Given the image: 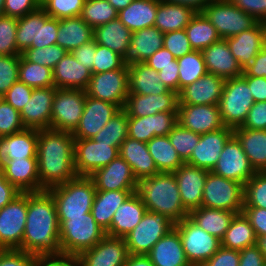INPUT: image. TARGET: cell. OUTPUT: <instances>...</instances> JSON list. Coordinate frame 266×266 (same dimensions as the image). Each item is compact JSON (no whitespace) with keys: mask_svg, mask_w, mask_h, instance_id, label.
<instances>
[{"mask_svg":"<svg viewBox=\"0 0 266 266\" xmlns=\"http://www.w3.org/2000/svg\"><path fill=\"white\" fill-rule=\"evenodd\" d=\"M21 251L36 256L62 254L56 205L47 190L27 193V217Z\"/></svg>","mask_w":266,"mask_h":266,"instance_id":"obj_1","label":"cell"},{"mask_svg":"<svg viewBox=\"0 0 266 266\" xmlns=\"http://www.w3.org/2000/svg\"><path fill=\"white\" fill-rule=\"evenodd\" d=\"M72 133L53 129L38 130V177L47 190L77 177Z\"/></svg>","mask_w":266,"mask_h":266,"instance_id":"obj_2","label":"cell"},{"mask_svg":"<svg viewBox=\"0 0 266 266\" xmlns=\"http://www.w3.org/2000/svg\"><path fill=\"white\" fill-rule=\"evenodd\" d=\"M136 193L146 210L165 215L175 224L186 217L189 212L184 208L173 173H158L138 181Z\"/></svg>","mask_w":266,"mask_h":266,"instance_id":"obj_3","label":"cell"},{"mask_svg":"<svg viewBox=\"0 0 266 266\" xmlns=\"http://www.w3.org/2000/svg\"><path fill=\"white\" fill-rule=\"evenodd\" d=\"M47 191L55 201L59 226L68 217L83 216L91 212L96 195L94 182L89 176H77Z\"/></svg>","mask_w":266,"mask_h":266,"instance_id":"obj_4","label":"cell"},{"mask_svg":"<svg viewBox=\"0 0 266 266\" xmlns=\"http://www.w3.org/2000/svg\"><path fill=\"white\" fill-rule=\"evenodd\" d=\"M106 236V232L96 223L91 212L83 216L68 217L59 226L62 254L79 256L83 251L95 246Z\"/></svg>","mask_w":266,"mask_h":266,"instance_id":"obj_5","label":"cell"},{"mask_svg":"<svg viewBox=\"0 0 266 266\" xmlns=\"http://www.w3.org/2000/svg\"><path fill=\"white\" fill-rule=\"evenodd\" d=\"M254 104L247 81L242 77L225 79L219 110L225 127H241Z\"/></svg>","mask_w":266,"mask_h":266,"instance_id":"obj_6","label":"cell"},{"mask_svg":"<svg viewBox=\"0 0 266 266\" xmlns=\"http://www.w3.org/2000/svg\"><path fill=\"white\" fill-rule=\"evenodd\" d=\"M216 28L221 39L254 28L259 21L234 5L230 0H213L202 11Z\"/></svg>","mask_w":266,"mask_h":266,"instance_id":"obj_7","label":"cell"},{"mask_svg":"<svg viewBox=\"0 0 266 266\" xmlns=\"http://www.w3.org/2000/svg\"><path fill=\"white\" fill-rule=\"evenodd\" d=\"M179 234L191 266H202L221 247V240L200 228L189 217L174 226Z\"/></svg>","mask_w":266,"mask_h":266,"instance_id":"obj_8","label":"cell"},{"mask_svg":"<svg viewBox=\"0 0 266 266\" xmlns=\"http://www.w3.org/2000/svg\"><path fill=\"white\" fill-rule=\"evenodd\" d=\"M174 226L165 215L146 211L138 225L124 237L128 253L146 255Z\"/></svg>","mask_w":266,"mask_h":266,"instance_id":"obj_9","label":"cell"},{"mask_svg":"<svg viewBox=\"0 0 266 266\" xmlns=\"http://www.w3.org/2000/svg\"><path fill=\"white\" fill-rule=\"evenodd\" d=\"M244 185L208 172L203 190L202 207L241 213Z\"/></svg>","mask_w":266,"mask_h":266,"instance_id":"obj_10","label":"cell"},{"mask_svg":"<svg viewBox=\"0 0 266 266\" xmlns=\"http://www.w3.org/2000/svg\"><path fill=\"white\" fill-rule=\"evenodd\" d=\"M85 98V90L56 88L52 105L51 129L73 133L83 114Z\"/></svg>","mask_w":266,"mask_h":266,"instance_id":"obj_11","label":"cell"},{"mask_svg":"<svg viewBox=\"0 0 266 266\" xmlns=\"http://www.w3.org/2000/svg\"><path fill=\"white\" fill-rule=\"evenodd\" d=\"M128 66L113 71L92 74L85 93L124 108L129 95Z\"/></svg>","mask_w":266,"mask_h":266,"instance_id":"obj_12","label":"cell"},{"mask_svg":"<svg viewBox=\"0 0 266 266\" xmlns=\"http://www.w3.org/2000/svg\"><path fill=\"white\" fill-rule=\"evenodd\" d=\"M27 217V193H20L0 209V250H21Z\"/></svg>","mask_w":266,"mask_h":266,"instance_id":"obj_13","label":"cell"},{"mask_svg":"<svg viewBox=\"0 0 266 266\" xmlns=\"http://www.w3.org/2000/svg\"><path fill=\"white\" fill-rule=\"evenodd\" d=\"M119 156V149L93 139L74 140V165L78 176H90Z\"/></svg>","mask_w":266,"mask_h":266,"instance_id":"obj_14","label":"cell"},{"mask_svg":"<svg viewBox=\"0 0 266 266\" xmlns=\"http://www.w3.org/2000/svg\"><path fill=\"white\" fill-rule=\"evenodd\" d=\"M212 172L245 185L256 173L240 142L233 135L224 145Z\"/></svg>","mask_w":266,"mask_h":266,"instance_id":"obj_15","label":"cell"},{"mask_svg":"<svg viewBox=\"0 0 266 266\" xmlns=\"http://www.w3.org/2000/svg\"><path fill=\"white\" fill-rule=\"evenodd\" d=\"M119 110L113 103L86 95L83 114L72 136L75 139H92Z\"/></svg>","mask_w":266,"mask_h":266,"instance_id":"obj_16","label":"cell"},{"mask_svg":"<svg viewBox=\"0 0 266 266\" xmlns=\"http://www.w3.org/2000/svg\"><path fill=\"white\" fill-rule=\"evenodd\" d=\"M129 256L124 238L106 235L78 256L79 266H124Z\"/></svg>","mask_w":266,"mask_h":266,"instance_id":"obj_17","label":"cell"},{"mask_svg":"<svg viewBox=\"0 0 266 266\" xmlns=\"http://www.w3.org/2000/svg\"><path fill=\"white\" fill-rule=\"evenodd\" d=\"M56 87L33 89L31 98L20 112L25 128L44 130L51 129V114Z\"/></svg>","mask_w":266,"mask_h":266,"instance_id":"obj_18","label":"cell"},{"mask_svg":"<svg viewBox=\"0 0 266 266\" xmlns=\"http://www.w3.org/2000/svg\"><path fill=\"white\" fill-rule=\"evenodd\" d=\"M177 121L181 126L200 135L225 127L218 105L179 104Z\"/></svg>","mask_w":266,"mask_h":266,"instance_id":"obj_19","label":"cell"},{"mask_svg":"<svg viewBox=\"0 0 266 266\" xmlns=\"http://www.w3.org/2000/svg\"><path fill=\"white\" fill-rule=\"evenodd\" d=\"M208 170L183 163L173 172L177 181L181 202L190 213L202 205L203 190Z\"/></svg>","mask_w":266,"mask_h":266,"instance_id":"obj_20","label":"cell"},{"mask_svg":"<svg viewBox=\"0 0 266 266\" xmlns=\"http://www.w3.org/2000/svg\"><path fill=\"white\" fill-rule=\"evenodd\" d=\"M96 190H136L138 181L130 165L119 155L107 166L97 169L89 176Z\"/></svg>","mask_w":266,"mask_h":266,"instance_id":"obj_21","label":"cell"},{"mask_svg":"<svg viewBox=\"0 0 266 266\" xmlns=\"http://www.w3.org/2000/svg\"><path fill=\"white\" fill-rule=\"evenodd\" d=\"M232 136L233 129L229 127L201 134L197 146L186 163L212 171L218 162L224 145Z\"/></svg>","mask_w":266,"mask_h":266,"instance_id":"obj_22","label":"cell"},{"mask_svg":"<svg viewBox=\"0 0 266 266\" xmlns=\"http://www.w3.org/2000/svg\"><path fill=\"white\" fill-rule=\"evenodd\" d=\"M178 105V93L169 90L160 95L129 94L123 109L128 117H146L159 112H177Z\"/></svg>","mask_w":266,"mask_h":266,"instance_id":"obj_23","label":"cell"},{"mask_svg":"<svg viewBox=\"0 0 266 266\" xmlns=\"http://www.w3.org/2000/svg\"><path fill=\"white\" fill-rule=\"evenodd\" d=\"M177 123V112L128 117V137L147 143L155 136H167Z\"/></svg>","mask_w":266,"mask_h":266,"instance_id":"obj_24","label":"cell"},{"mask_svg":"<svg viewBox=\"0 0 266 266\" xmlns=\"http://www.w3.org/2000/svg\"><path fill=\"white\" fill-rule=\"evenodd\" d=\"M224 83V78L207 72L200 79L180 90L179 104L218 105Z\"/></svg>","mask_w":266,"mask_h":266,"instance_id":"obj_25","label":"cell"},{"mask_svg":"<svg viewBox=\"0 0 266 266\" xmlns=\"http://www.w3.org/2000/svg\"><path fill=\"white\" fill-rule=\"evenodd\" d=\"M238 64L244 69L266 44V23L259 22L254 28L225 39Z\"/></svg>","mask_w":266,"mask_h":266,"instance_id":"obj_26","label":"cell"},{"mask_svg":"<svg viewBox=\"0 0 266 266\" xmlns=\"http://www.w3.org/2000/svg\"><path fill=\"white\" fill-rule=\"evenodd\" d=\"M164 34L155 26L132 32L130 44L122 57L123 64L130 66L145 62L163 47Z\"/></svg>","mask_w":266,"mask_h":266,"instance_id":"obj_27","label":"cell"},{"mask_svg":"<svg viewBox=\"0 0 266 266\" xmlns=\"http://www.w3.org/2000/svg\"><path fill=\"white\" fill-rule=\"evenodd\" d=\"M5 178L21 193L40 192L37 158L8 160L1 167Z\"/></svg>","mask_w":266,"mask_h":266,"instance_id":"obj_28","label":"cell"},{"mask_svg":"<svg viewBox=\"0 0 266 266\" xmlns=\"http://www.w3.org/2000/svg\"><path fill=\"white\" fill-rule=\"evenodd\" d=\"M208 73L224 79L240 77L243 69L232 55L225 39L214 42L202 50Z\"/></svg>","mask_w":266,"mask_h":266,"instance_id":"obj_29","label":"cell"},{"mask_svg":"<svg viewBox=\"0 0 266 266\" xmlns=\"http://www.w3.org/2000/svg\"><path fill=\"white\" fill-rule=\"evenodd\" d=\"M38 130L25 128L0 137V168L8 160L37 158Z\"/></svg>","mask_w":266,"mask_h":266,"instance_id":"obj_30","label":"cell"},{"mask_svg":"<svg viewBox=\"0 0 266 266\" xmlns=\"http://www.w3.org/2000/svg\"><path fill=\"white\" fill-rule=\"evenodd\" d=\"M91 76V70L80 64L71 52H67L53 69L54 85L58 89L85 90Z\"/></svg>","mask_w":266,"mask_h":266,"instance_id":"obj_31","label":"cell"},{"mask_svg":"<svg viewBox=\"0 0 266 266\" xmlns=\"http://www.w3.org/2000/svg\"><path fill=\"white\" fill-rule=\"evenodd\" d=\"M146 255L154 266H191L175 227L157 241Z\"/></svg>","mask_w":266,"mask_h":266,"instance_id":"obj_32","label":"cell"},{"mask_svg":"<svg viewBox=\"0 0 266 266\" xmlns=\"http://www.w3.org/2000/svg\"><path fill=\"white\" fill-rule=\"evenodd\" d=\"M146 211L139 195L136 192L132 193L114 213L106 235L124 238L138 225Z\"/></svg>","mask_w":266,"mask_h":266,"instance_id":"obj_33","label":"cell"},{"mask_svg":"<svg viewBox=\"0 0 266 266\" xmlns=\"http://www.w3.org/2000/svg\"><path fill=\"white\" fill-rule=\"evenodd\" d=\"M119 155L130 165L137 181L160 173L145 142L127 137L119 148Z\"/></svg>","mask_w":266,"mask_h":266,"instance_id":"obj_34","label":"cell"},{"mask_svg":"<svg viewBox=\"0 0 266 266\" xmlns=\"http://www.w3.org/2000/svg\"><path fill=\"white\" fill-rule=\"evenodd\" d=\"M128 77L129 94L160 95L170 90L146 62L128 66Z\"/></svg>","mask_w":266,"mask_h":266,"instance_id":"obj_35","label":"cell"},{"mask_svg":"<svg viewBox=\"0 0 266 266\" xmlns=\"http://www.w3.org/2000/svg\"><path fill=\"white\" fill-rule=\"evenodd\" d=\"M136 190H96L91 214L96 223L107 233L114 213L120 205Z\"/></svg>","mask_w":266,"mask_h":266,"instance_id":"obj_36","label":"cell"},{"mask_svg":"<svg viewBox=\"0 0 266 266\" xmlns=\"http://www.w3.org/2000/svg\"><path fill=\"white\" fill-rule=\"evenodd\" d=\"M93 31L80 16L59 19L56 44L71 52L92 41Z\"/></svg>","mask_w":266,"mask_h":266,"instance_id":"obj_37","label":"cell"},{"mask_svg":"<svg viewBox=\"0 0 266 266\" xmlns=\"http://www.w3.org/2000/svg\"><path fill=\"white\" fill-rule=\"evenodd\" d=\"M233 135L240 142L256 172L266 171V130L245 128L233 129Z\"/></svg>","mask_w":266,"mask_h":266,"instance_id":"obj_38","label":"cell"},{"mask_svg":"<svg viewBox=\"0 0 266 266\" xmlns=\"http://www.w3.org/2000/svg\"><path fill=\"white\" fill-rule=\"evenodd\" d=\"M158 0H134L118 12V19L131 31L153 27Z\"/></svg>","mask_w":266,"mask_h":266,"instance_id":"obj_39","label":"cell"},{"mask_svg":"<svg viewBox=\"0 0 266 266\" xmlns=\"http://www.w3.org/2000/svg\"><path fill=\"white\" fill-rule=\"evenodd\" d=\"M195 14L196 11L191 7L158 0L154 26L163 34L183 30Z\"/></svg>","mask_w":266,"mask_h":266,"instance_id":"obj_40","label":"cell"},{"mask_svg":"<svg viewBox=\"0 0 266 266\" xmlns=\"http://www.w3.org/2000/svg\"><path fill=\"white\" fill-rule=\"evenodd\" d=\"M235 212L222 209L200 207L189 213V218L212 236L222 240Z\"/></svg>","mask_w":266,"mask_h":266,"instance_id":"obj_41","label":"cell"},{"mask_svg":"<svg viewBox=\"0 0 266 266\" xmlns=\"http://www.w3.org/2000/svg\"><path fill=\"white\" fill-rule=\"evenodd\" d=\"M132 32L117 18L93 31L96 44L105 46L123 57L130 44Z\"/></svg>","mask_w":266,"mask_h":266,"instance_id":"obj_42","label":"cell"},{"mask_svg":"<svg viewBox=\"0 0 266 266\" xmlns=\"http://www.w3.org/2000/svg\"><path fill=\"white\" fill-rule=\"evenodd\" d=\"M255 244H257V238L249 219L243 212L235 214L221 240V246L241 251Z\"/></svg>","mask_w":266,"mask_h":266,"instance_id":"obj_43","label":"cell"},{"mask_svg":"<svg viewBox=\"0 0 266 266\" xmlns=\"http://www.w3.org/2000/svg\"><path fill=\"white\" fill-rule=\"evenodd\" d=\"M147 147L159 172L173 173L184 163L171 144L168 135L153 137L147 142Z\"/></svg>","mask_w":266,"mask_h":266,"instance_id":"obj_44","label":"cell"},{"mask_svg":"<svg viewBox=\"0 0 266 266\" xmlns=\"http://www.w3.org/2000/svg\"><path fill=\"white\" fill-rule=\"evenodd\" d=\"M190 46L195 51H202L221 37L216 28L202 12H196L189 24L185 27Z\"/></svg>","mask_w":266,"mask_h":266,"instance_id":"obj_45","label":"cell"},{"mask_svg":"<svg viewBox=\"0 0 266 266\" xmlns=\"http://www.w3.org/2000/svg\"><path fill=\"white\" fill-rule=\"evenodd\" d=\"M128 137V115L122 108L92 139L97 143L109 144L111 147L120 148Z\"/></svg>","mask_w":266,"mask_h":266,"instance_id":"obj_46","label":"cell"},{"mask_svg":"<svg viewBox=\"0 0 266 266\" xmlns=\"http://www.w3.org/2000/svg\"><path fill=\"white\" fill-rule=\"evenodd\" d=\"M179 66V92L185 86L194 83L207 73L202 51L193 50L191 53L177 58Z\"/></svg>","mask_w":266,"mask_h":266,"instance_id":"obj_47","label":"cell"},{"mask_svg":"<svg viewBox=\"0 0 266 266\" xmlns=\"http://www.w3.org/2000/svg\"><path fill=\"white\" fill-rule=\"evenodd\" d=\"M18 77L19 81L33 89L55 86L52 69L26 61L21 55Z\"/></svg>","mask_w":266,"mask_h":266,"instance_id":"obj_48","label":"cell"},{"mask_svg":"<svg viewBox=\"0 0 266 266\" xmlns=\"http://www.w3.org/2000/svg\"><path fill=\"white\" fill-rule=\"evenodd\" d=\"M118 12L107 0H85L80 17L95 29L117 19Z\"/></svg>","mask_w":266,"mask_h":266,"instance_id":"obj_49","label":"cell"},{"mask_svg":"<svg viewBox=\"0 0 266 266\" xmlns=\"http://www.w3.org/2000/svg\"><path fill=\"white\" fill-rule=\"evenodd\" d=\"M39 9L17 19L16 44L22 53L27 48H38Z\"/></svg>","mask_w":266,"mask_h":266,"instance_id":"obj_50","label":"cell"},{"mask_svg":"<svg viewBox=\"0 0 266 266\" xmlns=\"http://www.w3.org/2000/svg\"><path fill=\"white\" fill-rule=\"evenodd\" d=\"M168 137L181 160L186 163L197 146L200 134L188 130L177 123L168 134Z\"/></svg>","mask_w":266,"mask_h":266,"instance_id":"obj_51","label":"cell"},{"mask_svg":"<svg viewBox=\"0 0 266 266\" xmlns=\"http://www.w3.org/2000/svg\"><path fill=\"white\" fill-rule=\"evenodd\" d=\"M243 207L266 209V171L256 172L244 185Z\"/></svg>","mask_w":266,"mask_h":266,"instance_id":"obj_52","label":"cell"},{"mask_svg":"<svg viewBox=\"0 0 266 266\" xmlns=\"http://www.w3.org/2000/svg\"><path fill=\"white\" fill-rule=\"evenodd\" d=\"M67 51L57 44L42 48H27L21 56L29 62L54 69L55 65L66 55Z\"/></svg>","mask_w":266,"mask_h":266,"instance_id":"obj_53","label":"cell"},{"mask_svg":"<svg viewBox=\"0 0 266 266\" xmlns=\"http://www.w3.org/2000/svg\"><path fill=\"white\" fill-rule=\"evenodd\" d=\"M85 0H44L41 8L56 19L77 17L81 15Z\"/></svg>","mask_w":266,"mask_h":266,"instance_id":"obj_54","label":"cell"},{"mask_svg":"<svg viewBox=\"0 0 266 266\" xmlns=\"http://www.w3.org/2000/svg\"><path fill=\"white\" fill-rule=\"evenodd\" d=\"M17 18L0 16V55H21L16 44Z\"/></svg>","mask_w":266,"mask_h":266,"instance_id":"obj_55","label":"cell"},{"mask_svg":"<svg viewBox=\"0 0 266 266\" xmlns=\"http://www.w3.org/2000/svg\"><path fill=\"white\" fill-rule=\"evenodd\" d=\"M123 64L122 57L113 50L96 44V53L94 54L92 74L103 73L105 71H113L121 69Z\"/></svg>","mask_w":266,"mask_h":266,"instance_id":"obj_56","label":"cell"},{"mask_svg":"<svg viewBox=\"0 0 266 266\" xmlns=\"http://www.w3.org/2000/svg\"><path fill=\"white\" fill-rule=\"evenodd\" d=\"M20 55H0V92L7 90L19 80Z\"/></svg>","mask_w":266,"mask_h":266,"instance_id":"obj_57","label":"cell"},{"mask_svg":"<svg viewBox=\"0 0 266 266\" xmlns=\"http://www.w3.org/2000/svg\"><path fill=\"white\" fill-rule=\"evenodd\" d=\"M20 112L6 101L0 104V137L24 130Z\"/></svg>","mask_w":266,"mask_h":266,"instance_id":"obj_58","label":"cell"},{"mask_svg":"<svg viewBox=\"0 0 266 266\" xmlns=\"http://www.w3.org/2000/svg\"><path fill=\"white\" fill-rule=\"evenodd\" d=\"M59 19L50 17L41 7L39 8L38 48L56 44Z\"/></svg>","mask_w":266,"mask_h":266,"instance_id":"obj_59","label":"cell"},{"mask_svg":"<svg viewBox=\"0 0 266 266\" xmlns=\"http://www.w3.org/2000/svg\"><path fill=\"white\" fill-rule=\"evenodd\" d=\"M163 47L176 59L193 51L185 29L164 33Z\"/></svg>","mask_w":266,"mask_h":266,"instance_id":"obj_60","label":"cell"},{"mask_svg":"<svg viewBox=\"0 0 266 266\" xmlns=\"http://www.w3.org/2000/svg\"><path fill=\"white\" fill-rule=\"evenodd\" d=\"M32 91L33 88L18 80L4 94V101L21 112L25 104L31 98Z\"/></svg>","mask_w":266,"mask_h":266,"instance_id":"obj_61","label":"cell"},{"mask_svg":"<svg viewBox=\"0 0 266 266\" xmlns=\"http://www.w3.org/2000/svg\"><path fill=\"white\" fill-rule=\"evenodd\" d=\"M0 266H37V256L18 249L0 250Z\"/></svg>","mask_w":266,"mask_h":266,"instance_id":"obj_62","label":"cell"},{"mask_svg":"<svg viewBox=\"0 0 266 266\" xmlns=\"http://www.w3.org/2000/svg\"><path fill=\"white\" fill-rule=\"evenodd\" d=\"M40 7L39 0H5L4 14L18 19L38 10Z\"/></svg>","mask_w":266,"mask_h":266,"instance_id":"obj_63","label":"cell"},{"mask_svg":"<svg viewBox=\"0 0 266 266\" xmlns=\"http://www.w3.org/2000/svg\"><path fill=\"white\" fill-rule=\"evenodd\" d=\"M238 128L266 130V101L254 102L243 125Z\"/></svg>","mask_w":266,"mask_h":266,"instance_id":"obj_64","label":"cell"},{"mask_svg":"<svg viewBox=\"0 0 266 266\" xmlns=\"http://www.w3.org/2000/svg\"><path fill=\"white\" fill-rule=\"evenodd\" d=\"M239 251L221 246L202 266H239Z\"/></svg>","mask_w":266,"mask_h":266,"instance_id":"obj_65","label":"cell"},{"mask_svg":"<svg viewBox=\"0 0 266 266\" xmlns=\"http://www.w3.org/2000/svg\"><path fill=\"white\" fill-rule=\"evenodd\" d=\"M242 212L249 219L256 238L266 235V209L257 207H243Z\"/></svg>","mask_w":266,"mask_h":266,"instance_id":"obj_66","label":"cell"},{"mask_svg":"<svg viewBox=\"0 0 266 266\" xmlns=\"http://www.w3.org/2000/svg\"><path fill=\"white\" fill-rule=\"evenodd\" d=\"M245 13L254 16L259 22L266 23V0H230Z\"/></svg>","mask_w":266,"mask_h":266,"instance_id":"obj_67","label":"cell"},{"mask_svg":"<svg viewBox=\"0 0 266 266\" xmlns=\"http://www.w3.org/2000/svg\"><path fill=\"white\" fill-rule=\"evenodd\" d=\"M151 68L159 72L167 66H178L177 59L166 48L162 47L145 61Z\"/></svg>","mask_w":266,"mask_h":266,"instance_id":"obj_68","label":"cell"},{"mask_svg":"<svg viewBox=\"0 0 266 266\" xmlns=\"http://www.w3.org/2000/svg\"><path fill=\"white\" fill-rule=\"evenodd\" d=\"M239 266H264L266 260L257 244L239 251Z\"/></svg>","mask_w":266,"mask_h":266,"instance_id":"obj_69","label":"cell"},{"mask_svg":"<svg viewBox=\"0 0 266 266\" xmlns=\"http://www.w3.org/2000/svg\"><path fill=\"white\" fill-rule=\"evenodd\" d=\"M37 266H79L78 257L74 255H39Z\"/></svg>","mask_w":266,"mask_h":266,"instance_id":"obj_70","label":"cell"},{"mask_svg":"<svg viewBox=\"0 0 266 266\" xmlns=\"http://www.w3.org/2000/svg\"><path fill=\"white\" fill-rule=\"evenodd\" d=\"M71 53L80 64L92 71L94 54L96 53V42L94 39L86 44H82L71 51Z\"/></svg>","mask_w":266,"mask_h":266,"instance_id":"obj_71","label":"cell"},{"mask_svg":"<svg viewBox=\"0 0 266 266\" xmlns=\"http://www.w3.org/2000/svg\"><path fill=\"white\" fill-rule=\"evenodd\" d=\"M241 76L266 78V44L251 63L243 69V74Z\"/></svg>","mask_w":266,"mask_h":266,"instance_id":"obj_72","label":"cell"},{"mask_svg":"<svg viewBox=\"0 0 266 266\" xmlns=\"http://www.w3.org/2000/svg\"><path fill=\"white\" fill-rule=\"evenodd\" d=\"M250 88L254 102L266 101V78L242 76Z\"/></svg>","mask_w":266,"mask_h":266,"instance_id":"obj_73","label":"cell"},{"mask_svg":"<svg viewBox=\"0 0 266 266\" xmlns=\"http://www.w3.org/2000/svg\"><path fill=\"white\" fill-rule=\"evenodd\" d=\"M20 193L21 192L5 178L0 168V209L9 204Z\"/></svg>","mask_w":266,"mask_h":266,"instance_id":"obj_74","label":"cell"},{"mask_svg":"<svg viewBox=\"0 0 266 266\" xmlns=\"http://www.w3.org/2000/svg\"><path fill=\"white\" fill-rule=\"evenodd\" d=\"M179 66H167L162 68L158 74L161 82L170 90L179 93Z\"/></svg>","mask_w":266,"mask_h":266,"instance_id":"obj_75","label":"cell"},{"mask_svg":"<svg viewBox=\"0 0 266 266\" xmlns=\"http://www.w3.org/2000/svg\"><path fill=\"white\" fill-rule=\"evenodd\" d=\"M173 4H182L191 7L196 12H202L203 9L213 0H162Z\"/></svg>","mask_w":266,"mask_h":266,"instance_id":"obj_76","label":"cell"},{"mask_svg":"<svg viewBox=\"0 0 266 266\" xmlns=\"http://www.w3.org/2000/svg\"><path fill=\"white\" fill-rule=\"evenodd\" d=\"M124 266H154L147 255H130Z\"/></svg>","mask_w":266,"mask_h":266,"instance_id":"obj_77","label":"cell"},{"mask_svg":"<svg viewBox=\"0 0 266 266\" xmlns=\"http://www.w3.org/2000/svg\"><path fill=\"white\" fill-rule=\"evenodd\" d=\"M117 11L126 8L134 0H107Z\"/></svg>","mask_w":266,"mask_h":266,"instance_id":"obj_78","label":"cell"},{"mask_svg":"<svg viewBox=\"0 0 266 266\" xmlns=\"http://www.w3.org/2000/svg\"><path fill=\"white\" fill-rule=\"evenodd\" d=\"M257 245L264 254L266 260V235L257 238Z\"/></svg>","mask_w":266,"mask_h":266,"instance_id":"obj_79","label":"cell"},{"mask_svg":"<svg viewBox=\"0 0 266 266\" xmlns=\"http://www.w3.org/2000/svg\"><path fill=\"white\" fill-rule=\"evenodd\" d=\"M4 3H5V0H0V16L5 15L4 14Z\"/></svg>","mask_w":266,"mask_h":266,"instance_id":"obj_80","label":"cell"}]
</instances>
